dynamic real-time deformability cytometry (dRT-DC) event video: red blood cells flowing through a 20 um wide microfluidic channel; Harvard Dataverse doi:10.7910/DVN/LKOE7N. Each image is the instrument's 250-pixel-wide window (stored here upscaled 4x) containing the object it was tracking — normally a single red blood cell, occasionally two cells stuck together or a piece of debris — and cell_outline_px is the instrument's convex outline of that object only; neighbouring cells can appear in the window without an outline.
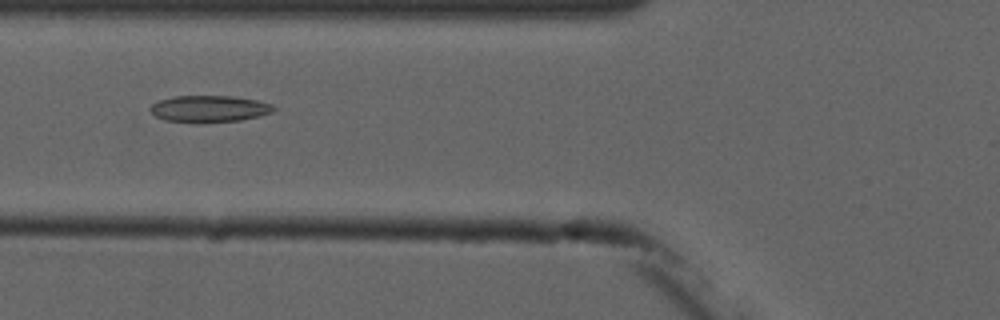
{"species": "common noctule bat (a hibernating species)", "species_latin": "Nyctalus noctula", "temperature_condition": "cold", "stored_images_in_passage": 9, "camera_frame_rate_fps": 3000, "um_per_image_px": 0.085, "animal": {"sex": "male", "forearm_length_mm": 52.5}, "frame": {"image": 1, "passage_image": 4, "time_ms": 4.333, "image_size_px": [1000, 320], "cell_outline_px": [[276, 108], [272, 112], [260, 116], [240, 120], [164, 120], [156, 116], [148, 108], [152, 104], [160, 100], [172, 96], [232, 96], [256, 100], [272, 104]], "centroid_in_image_um": [17.81, 9.2], "position_along_channel_um": 108.0, "area_um2": 18.38}}
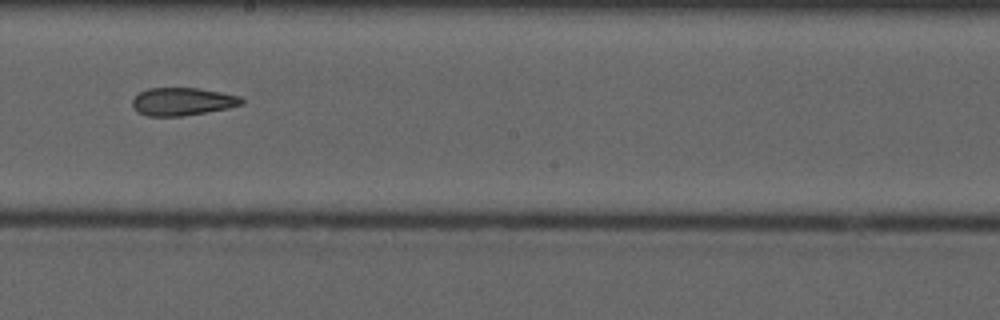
{"frame": {"image": 2, "passage_image": 7, "time_ms": 7.667, "image_size_px": [1000, 320], "cell_outline_px": [[244, 104], [228, 108], [180, 116], [148, 116], [140, 112], [132, 104], [132, 100], [140, 92], [148, 88], [196, 88], [220, 92], [240, 96], [244, 100]], "centroid_in_image_um": [15.53, 8.62], "position_along_channel_um": 232.7, "area_um2": 17.46}}
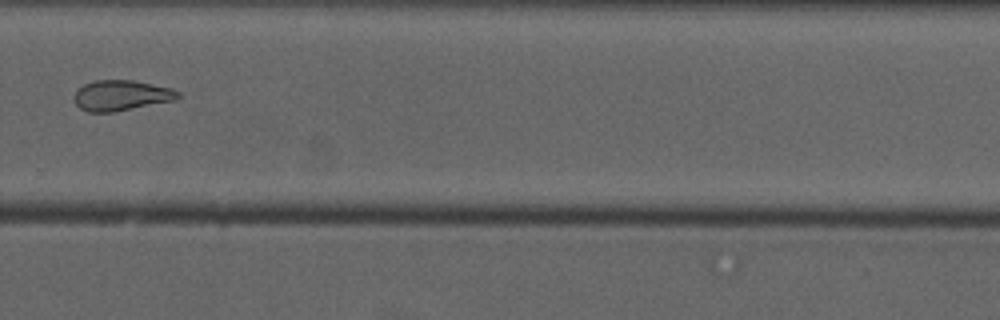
{"frame": {"image": 3, "passage_image": 9, "time_ms": 10.0, "image_size_px": [1000, 320], "cell_outline_px": [[180, 96], [172, 100], [112, 112], [88, 112], [80, 108], [76, 104], [72, 96], [84, 84], [96, 80], [132, 80], [172, 88], [180, 92]], "centroid_in_image_um": [10.27, 8.1], "position_along_channel_um": 319.5, "area_um2": 18.15}}